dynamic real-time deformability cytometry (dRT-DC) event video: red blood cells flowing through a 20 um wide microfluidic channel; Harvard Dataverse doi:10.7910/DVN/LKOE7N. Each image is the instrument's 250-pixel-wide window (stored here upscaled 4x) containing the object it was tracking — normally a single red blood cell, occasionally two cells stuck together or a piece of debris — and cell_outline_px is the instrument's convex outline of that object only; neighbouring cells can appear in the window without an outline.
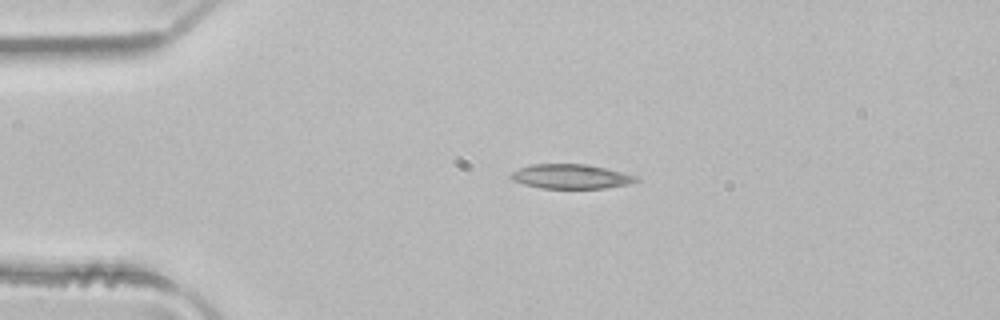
{"species": "common noctule bat (a hibernating species)", "species_latin": "Nyctalus noctula", "temperature_condition": "room temperature", "stored_images_in_passage": 3, "camera_frame_rate_fps": 3000, "um_per_image_px": 0.085, "animal": {"sex": "male", "body_mass_g": 21.5, "forearm_length_mm": 52.0}, "frame": {"image": 1, "passage_image": 1, "time_ms": 0.0, "image_size_px": [1000, 320], "cell_outline_px": [[640, 180], [628, 184], [604, 188], [540, 188], [524, 184], [512, 180], [512, 172], [520, 168], [532, 164], [584, 164], [604, 168], [636, 176]], "centroid_in_image_um": [48.51, 15.0], "position_along_channel_um": 36.5, "area_um2": 17.51}}
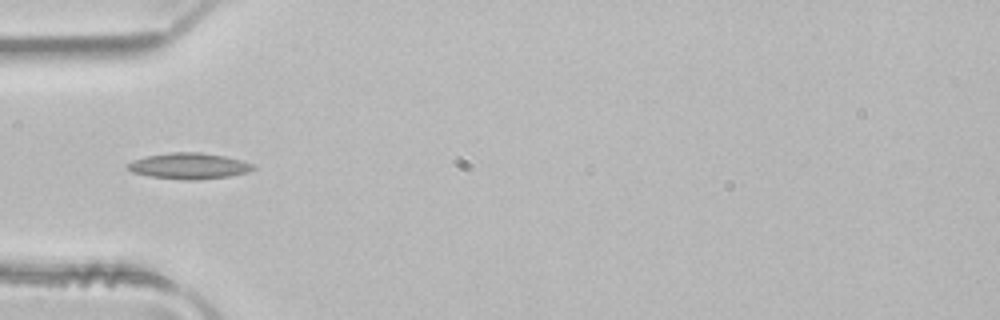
{"frame": {"image": 2, "passage_image": 2, "time_ms": 0.333, "image_size_px": [1000, 320], "cell_outline_px": [[256, 168], [248, 172], [228, 176], [196, 180], [188, 180], [148, 176], [132, 172], [128, 168], [128, 164], [132, 160], [148, 156], [172, 152], [200, 152], [224, 156], [240, 160], [252, 164]], "centroid_in_image_um": [16.06, 14.11], "position_along_channel_um": 68.9, "area_um2": 18.79}}
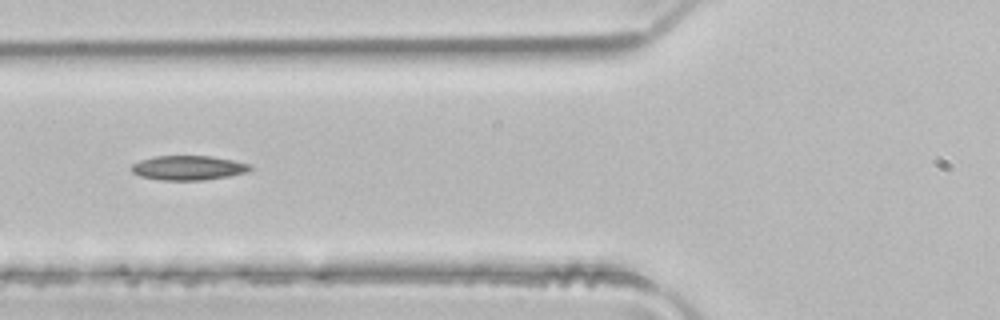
{"frame": {"image": 3, "passage_image": 3, "time_ms": 0.667, "image_size_px": [1000, 320], "cell_outline_px": [[252, 168], [248, 172], [228, 176], [204, 180], [160, 180], [140, 176], [132, 172], [132, 164], [140, 160], [152, 156], [212, 156], [252, 164]], "centroid_in_image_um": [16.02, 14.26], "position_along_channel_um": 109.8, "area_um2": 16.99}}